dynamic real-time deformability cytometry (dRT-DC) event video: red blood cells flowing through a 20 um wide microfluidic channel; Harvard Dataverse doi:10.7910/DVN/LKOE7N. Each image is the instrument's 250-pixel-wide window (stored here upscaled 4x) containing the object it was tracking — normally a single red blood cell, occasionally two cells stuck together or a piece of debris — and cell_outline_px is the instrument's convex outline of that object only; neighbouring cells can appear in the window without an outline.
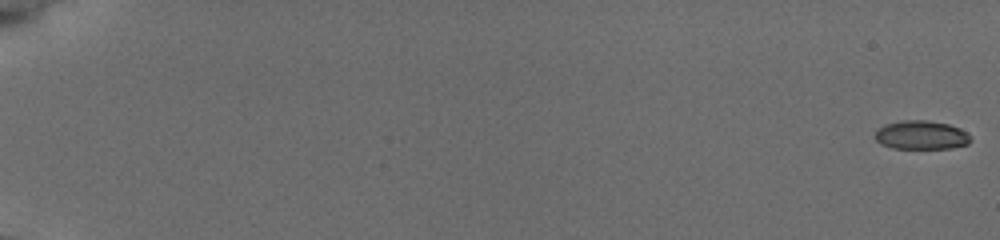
{"species": "common noctule bat (a hibernating species)", "species_latin": "Nyctalus noctula", "temperature_condition": "cold", "stored_images_in_passage": 57, "camera_frame_rate_fps": 3000, "um_per_image_px": 0.085, "animal": {"sex": "female", "body_mass_g": 19.5, "forearm_length_mm": 54.1}, "frame": {"image": 1, "passage_image": 1, "time_ms": 0.0, "image_size_px": [1000, 240], "cell_outline_px": [[972, 140], [968, 144], [952, 148], [892, 148], [880, 144], [876, 140], [876, 128], [884, 124], [904, 120], [928, 120], [948, 124], [960, 128], [968, 132]], "centroid_in_image_um": [78.32, 11.47], "position_along_channel_um": 6.7, "area_um2": 16.18}}
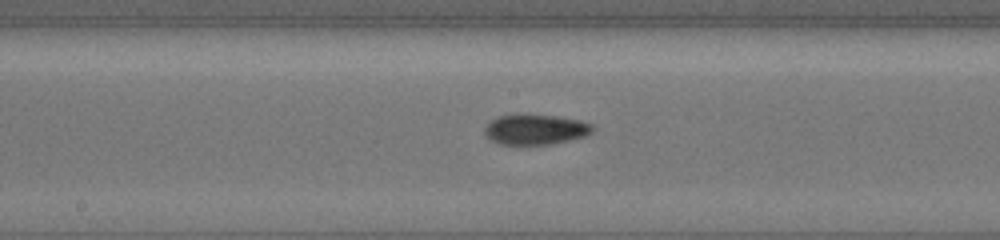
{"frame": {"image": 2, "passage_image": 33, "time_ms": 10.667, "image_size_px": [1000, 240], "cell_outline_px": [[596, 128], [592, 132], [584, 136], [556, 144], [500, 144], [492, 140], [484, 132], [484, 128], [496, 116], [516, 112], [556, 116], [580, 120], [592, 124]], "centroid_in_image_um": [45.52, 10.97], "position_along_channel_um": 202.7, "area_um2": 19.48}}
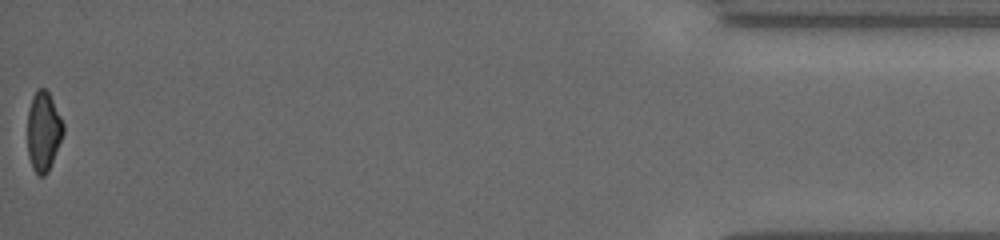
{"frame": {"image": 3, "passage_image": 57, "time_ms": 18.667, "image_size_px": [1000, 240], "cell_outline_px": [[64, 132], [48, 172], [44, 176], [40, 176], [32, 168], [28, 156], [28, 108], [32, 96], [36, 88], [44, 88], [48, 92], [64, 124]], "centroid_in_image_um": [3.68, 11.16], "position_along_channel_um": 431.5, "area_um2": 16.53}, "authors_computed_cell_mechanics": {"area_um2": 18.0914, "velocity_mm_per_s": 3.8418, "shape_relaxation_time_tau1_ms": null, "shape_relaxation_time_tau2_ms": 3.7885, "deformation_change_tau1": null, "deformation_change_tau2": 0.0767}}